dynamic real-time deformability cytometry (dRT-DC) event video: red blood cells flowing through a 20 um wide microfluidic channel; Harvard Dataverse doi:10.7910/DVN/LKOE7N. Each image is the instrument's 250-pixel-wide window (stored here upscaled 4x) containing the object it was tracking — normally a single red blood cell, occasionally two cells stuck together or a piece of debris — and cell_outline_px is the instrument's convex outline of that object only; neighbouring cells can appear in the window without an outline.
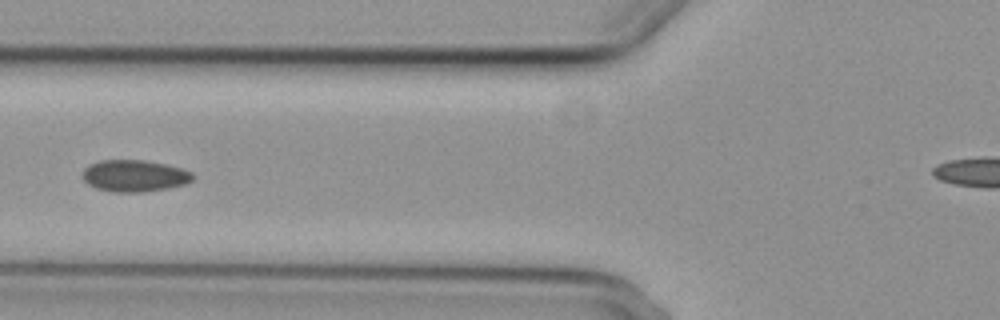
{"species": "common noctule bat (a hibernating species)", "species_latin": "Nyctalus noctula", "temperature_condition": "cold", "stored_images_in_passage": 5, "camera_frame_rate_fps": 3000, "um_per_image_px": 0.085, "animal": {"sex": "female", "body_mass_g": 29.2, "forearm_length_mm": 56.3}, "frame": {"image": 1, "passage_image": 5, "time_ms": 4.667, "image_size_px": [1000, 320], "cell_outline_px": [[196, 176], [192, 180], [184, 184], [168, 188], [140, 192], [112, 192], [96, 188], [88, 184], [84, 180], [84, 168], [88, 164], [100, 160], [144, 160], [184, 168], [192, 172]], "centroid_in_image_um": [11.45, 14.94], "position_along_channel_um": 114.4, "area_um2": 20.46}}